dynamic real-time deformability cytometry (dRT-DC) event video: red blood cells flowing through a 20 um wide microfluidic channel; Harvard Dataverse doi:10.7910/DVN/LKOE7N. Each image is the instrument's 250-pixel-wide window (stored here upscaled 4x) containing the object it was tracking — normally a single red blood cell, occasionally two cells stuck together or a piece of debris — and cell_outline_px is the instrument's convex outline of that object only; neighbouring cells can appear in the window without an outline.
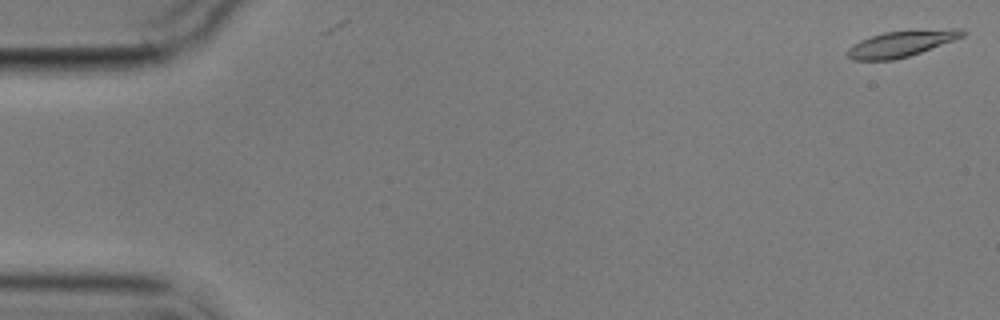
{"species": "common noctule bat (a hibernating species)", "species_latin": "Nyctalus noctula", "temperature_condition": "cold", "stored_images_in_passage": 5, "camera_frame_rate_fps": 3000, "um_per_image_px": 0.085, "animal": {"sex": "male", "body_mass_g": 17.9}, "frame": {"image": 1, "passage_image": 1, "time_ms": 0.0, "image_size_px": [1000, 320], "cell_outline_px": [[968, 32], [964, 36], [920, 52], [908, 56], [892, 60], [852, 60], [844, 52], [848, 48], [860, 40], [884, 32], [952, 28], [960, 28]], "centroid_in_image_um": [76.6, 3.71], "position_along_channel_um": 8.4, "area_um2": 17.34}}
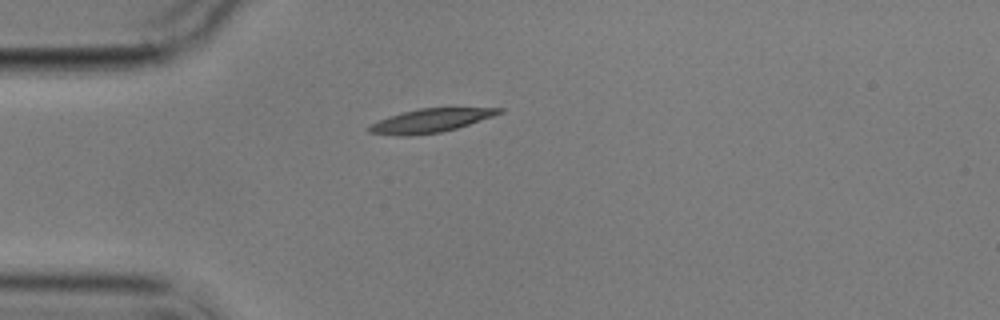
{"frame": {"image": 2, "passage_image": 5, "time_ms": 4.667, "image_size_px": [1000, 320], "cell_outline_px": [[504, 112], [456, 128], [440, 132], [408, 136], [396, 136], [368, 132], [364, 128], [388, 116], [420, 108], [504, 108]], "centroid_in_image_um": [36.54, 10.26], "position_along_channel_um": 48.5, "area_um2": 17.69}}